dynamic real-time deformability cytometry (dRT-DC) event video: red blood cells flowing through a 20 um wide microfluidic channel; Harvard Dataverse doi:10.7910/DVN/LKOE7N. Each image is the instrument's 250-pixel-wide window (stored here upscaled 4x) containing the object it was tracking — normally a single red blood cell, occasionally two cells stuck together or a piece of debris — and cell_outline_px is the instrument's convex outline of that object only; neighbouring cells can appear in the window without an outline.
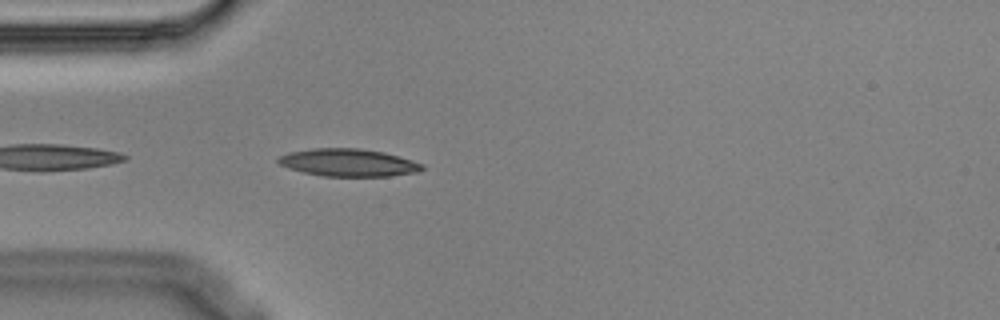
{"species": "Egyptian fruit bat (a non-hibernating species)", "species_latin": "Rousettus aegyptiacus", "temperature_condition": "cold", "stored_images_in_passage": 4, "camera_frame_rate_fps": 3000, "um_per_image_px": 0.085, "animal": {"sex": "male"}, "frame": {"image": 1, "passage_image": 4, "time_ms": 1.0, "image_size_px": [1000, 320], "cell_outline_px": [[424, 168], [420, 172], [392, 176], [324, 176], [304, 172], [288, 168], [280, 164], [276, 160], [280, 156], [288, 152], [312, 148], [356, 148], [384, 152], [412, 160], [424, 164]], "centroid_in_image_um": [29.63, 13.82], "position_along_channel_um": 55.4, "area_um2": 23.18}}